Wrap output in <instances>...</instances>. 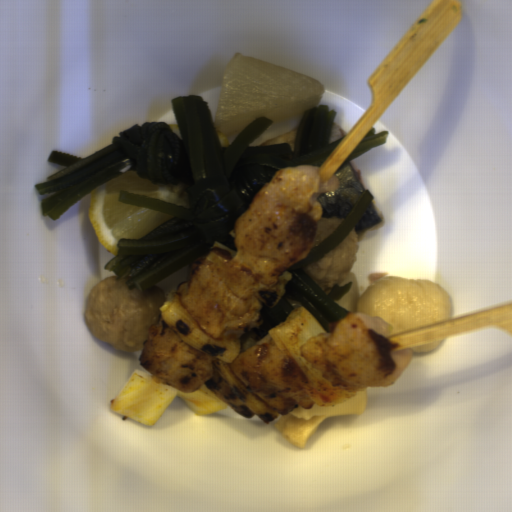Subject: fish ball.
<instances>
[{
	"label": "fish ball",
	"instance_id": "1",
	"mask_svg": "<svg viewBox=\"0 0 512 512\" xmlns=\"http://www.w3.org/2000/svg\"><path fill=\"white\" fill-rule=\"evenodd\" d=\"M354 312L381 317L396 334L451 319L452 296L422 279L382 277L369 285Z\"/></svg>",
	"mask_w": 512,
	"mask_h": 512
},
{
	"label": "fish ball",
	"instance_id": "2",
	"mask_svg": "<svg viewBox=\"0 0 512 512\" xmlns=\"http://www.w3.org/2000/svg\"><path fill=\"white\" fill-rule=\"evenodd\" d=\"M445 340L446 337L415 348H411L413 351L412 356L415 354H432L442 347V345L445 343Z\"/></svg>",
	"mask_w": 512,
	"mask_h": 512
}]
</instances>
